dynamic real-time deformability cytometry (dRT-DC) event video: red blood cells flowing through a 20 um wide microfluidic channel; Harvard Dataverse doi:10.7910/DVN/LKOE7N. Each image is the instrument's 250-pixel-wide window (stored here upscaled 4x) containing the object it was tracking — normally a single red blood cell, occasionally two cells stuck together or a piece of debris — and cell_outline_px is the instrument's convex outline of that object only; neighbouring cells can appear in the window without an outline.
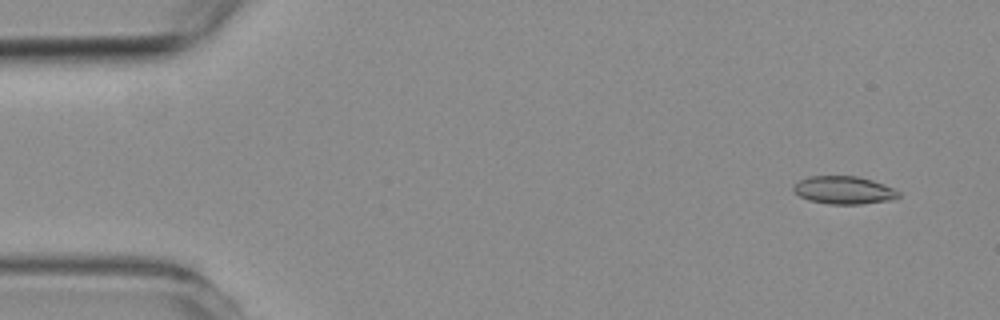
{"species": "common noctule bat (a hibernating species)", "species_latin": "Nyctalus noctula", "temperature_condition": "room temperature", "stored_images_in_passage": 7, "camera_frame_rate_fps": 3000, "um_per_image_px": 0.085, "animal": {"sex": "female", "body_mass_g": 19.3, "forearm_length_mm": 54.1}, "frame": {"image": 1, "passage_image": 1, "time_ms": 0.0, "image_size_px": [1000, 320], "cell_outline_px": [[900, 196], [892, 200], [860, 204], [828, 204], [808, 200], [800, 196], [792, 188], [792, 184], [808, 176], [856, 176], [872, 180], [884, 184], [900, 192]], "centroid_in_image_um": [71.71, 16.16], "position_along_channel_um": 13.3, "area_um2": 17.11}}
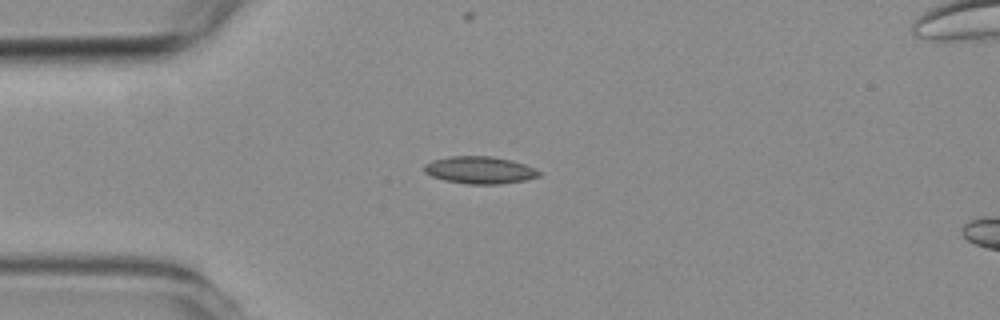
{"frame": {"image": 2, "passage_image": 4, "time_ms": 3.333, "image_size_px": [1000, 320], "cell_outline_px": [[540, 176], [524, 180], [500, 184], [468, 184], [444, 180], [432, 176], [424, 172], [424, 164], [432, 160], [448, 156], [492, 156], [512, 160], [524, 164], [540, 172]], "centroid_in_image_um": [40.74, 14.45], "position_along_channel_um": 44.3, "area_um2": 18.21}}
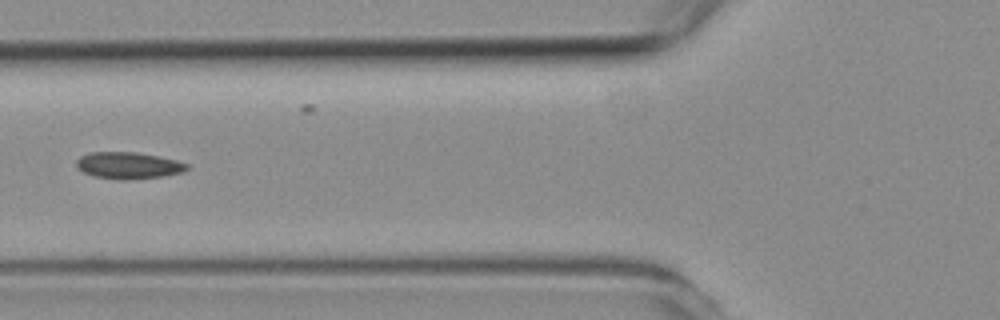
{"frame": {"image": 3, "passage_image": 6, "time_ms": 5.667, "image_size_px": [1000, 320], "cell_outline_px": [[188, 168], [184, 172], [164, 176], [128, 180], [116, 180], [92, 176], [76, 168], [76, 160], [80, 156], [92, 152], [136, 152], [176, 160], [188, 164]], "centroid_in_image_um": [10.89, 14.08], "position_along_channel_um": 114.9, "area_um2": 17.34}}